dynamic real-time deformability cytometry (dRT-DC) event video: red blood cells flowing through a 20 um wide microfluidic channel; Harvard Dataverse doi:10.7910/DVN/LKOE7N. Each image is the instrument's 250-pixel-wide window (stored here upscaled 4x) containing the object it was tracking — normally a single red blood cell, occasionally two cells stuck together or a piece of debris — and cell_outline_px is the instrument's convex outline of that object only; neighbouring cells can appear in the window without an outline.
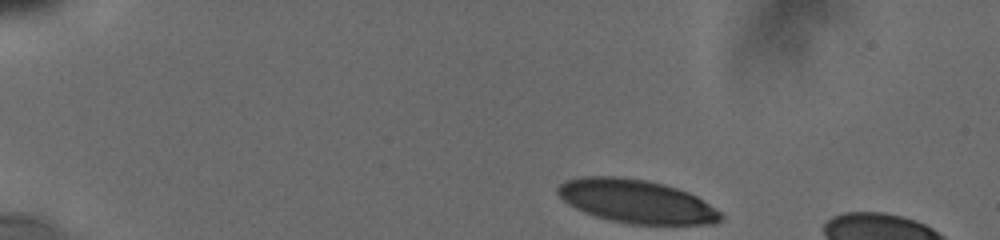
{"species": "human", "species_latin": "Homo sapiens", "temperature_condition": "cold", "stored_images_in_passage": 12, "camera_frame_rate_fps": 3000, "um_per_image_px": 0.085, "donor": {"sex": "male"}, "frame": {"image": 1, "passage_image": 1, "time_ms": 0.0, "image_size_px": [1000, 240], "cell_outline_px": [[724, 220], [716, 224], [628, 224], [608, 220], [584, 212], [568, 204], [556, 192], [556, 188], [560, 184], [568, 180], [584, 176], [620, 176], [644, 180], [664, 184], [688, 192], [696, 196], [720, 212], [724, 216]], "centroid_in_image_um": [54.1, 17.12], "position_along_channel_um": 30.9, "area_um2": 41.21}}
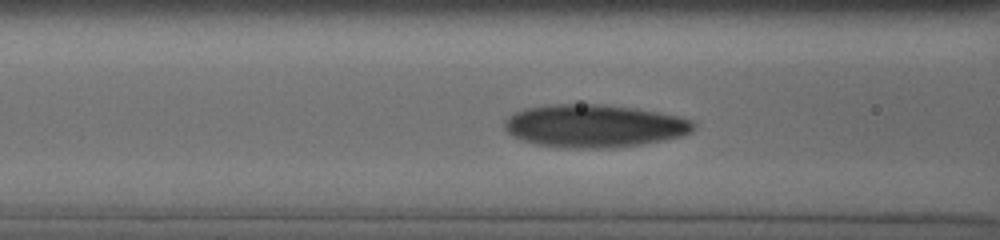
{"frame": {"image": 2, "passage_image": 9, "time_ms": 4.667, "image_size_px": [1000, 240], "cell_outline_px": [[696, 128], [692, 132], [684, 136], [664, 140], [640, 144], [612, 148], [568, 148], [536, 144], [512, 136], [504, 128], [504, 120], [512, 112], [524, 108], [544, 104], [604, 104], [636, 108], [680, 116], [696, 120]], "centroid_in_image_um": [50.53, 10.69], "position_along_channel_um": 116.1, "area_um2": 47.92}}
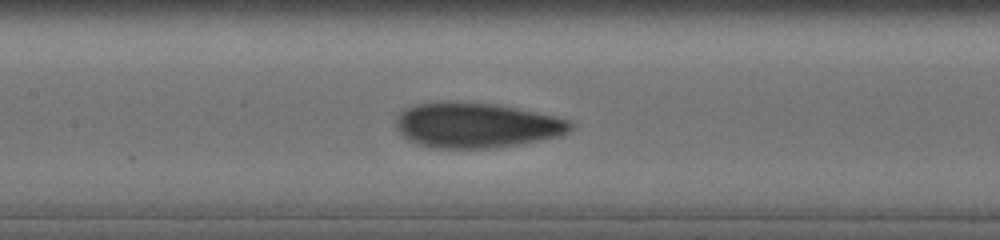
{"frame": {"image": 3, "passage_image": 11, "time_ms": 6.0, "image_size_px": [1000, 240], "cell_outline_px": [[572, 128], [568, 132], [556, 136], [516, 144], [488, 148], [432, 148], [416, 144], [408, 140], [396, 128], [396, 120], [400, 112], [404, 108], [416, 104], [436, 100], [460, 100], [496, 104], [552, 116], [568, 120], [572, 124]], "centroid_in_image_um": [40.37, 10.61], "position_along_channel_um": 167.0, "area_um2": 45.95}}